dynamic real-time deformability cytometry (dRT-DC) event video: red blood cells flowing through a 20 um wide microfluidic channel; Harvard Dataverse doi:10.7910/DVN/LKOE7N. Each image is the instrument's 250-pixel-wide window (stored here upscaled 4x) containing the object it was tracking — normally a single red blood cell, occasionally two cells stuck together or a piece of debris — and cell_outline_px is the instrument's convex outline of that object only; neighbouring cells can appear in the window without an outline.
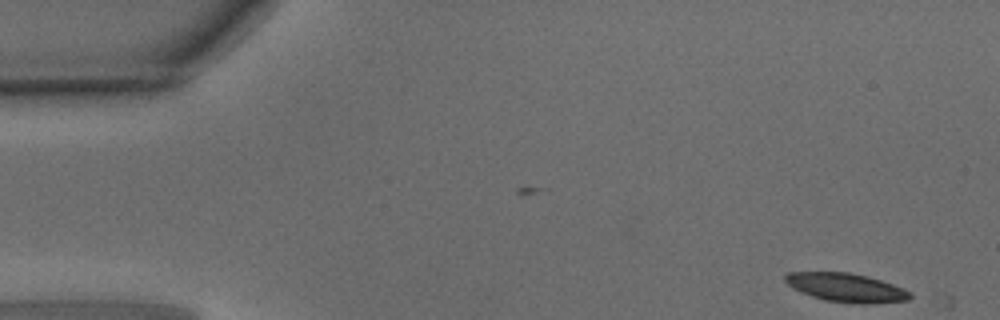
{"species": "common noctule bat (a hibernating species)", "species_latin": "Nyctalus noctula", "temperature_condition": "warm", "stored_images_in_passage": 3, "camera_frame_rate_fps": 3000, "um_per_image_px": 0.085, "animal": {"sex": "male", "body_mass_g": 15.6}, "frame": {"image": 1, "passage_image": 1, "time_ms": 0.0, "image_size_px": [1000, 320], "cell_outline_px": [[916, 296], [908, 300], [872, 304], [852, 304], [824, 300], [800, 292], [792, 288], [784, 280], [784, 272], [848, 272], [868, 276], [904, 288], [912, 292]], "centroid_in_image_um": [71.95, 24.45], "position_along_channel_um": 13.0, "area_um2": 21.33}}